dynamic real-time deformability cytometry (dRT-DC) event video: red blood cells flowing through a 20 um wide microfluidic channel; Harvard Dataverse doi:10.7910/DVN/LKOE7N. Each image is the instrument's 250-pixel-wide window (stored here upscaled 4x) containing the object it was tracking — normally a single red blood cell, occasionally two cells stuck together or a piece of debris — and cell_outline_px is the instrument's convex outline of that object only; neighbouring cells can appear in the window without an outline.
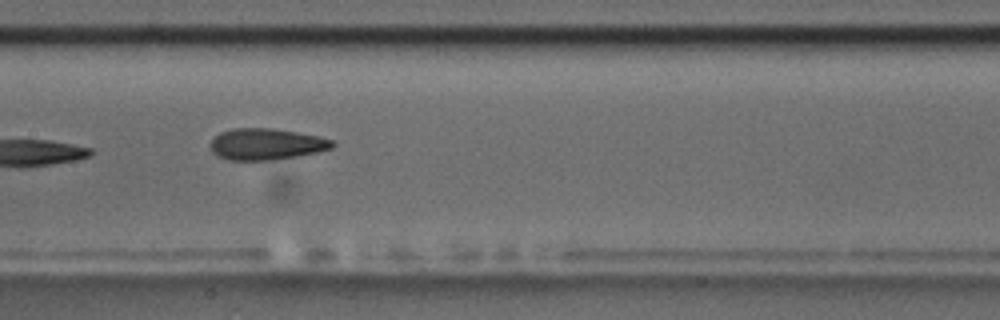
{"species": "common noctule bat (a hibernating species)", "species_latin": "Nyctalus noctula", "temperature_condition": "room temperature", "stored_images_in_passage": 9, "camera_frame_rate_fps": 3000, "um_per_image_px": 0.085, "animal": {"sex": "male", "body_mass_g": 17.5, "forearm_length_mm": 52.3}, "frame": {"image": 1, "passage_image": 6, "time_ms": 5.667, "image_size_px": [1000, 320], "cell_outline_px": [[336, 144], [332, 148], [316, 152], [296, 156], [268, 160], [228, 160], [216, 156], [212, 152], [208, 144], [220, 132], [232, 128], [272, 128], [296, 132], [316, 136], [332, 140]], "centroid_in_image_um": [22.57, 12.25], "position_along_channel_um": 184.8, "area_um2": 22.25}}
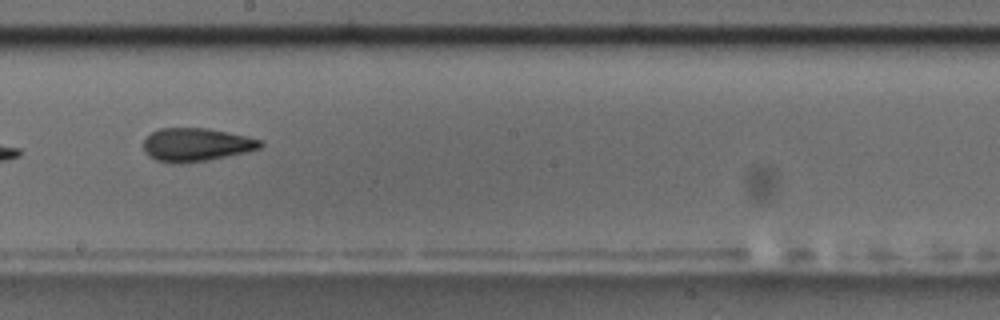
{"frame": {"image": 2, "passage_image": 7, "time_ms": 7.0, "image_size_px": [1000, 320], "cell_outline_px": [[264, 144], [260, 148], [244, 152], [208, 160], [180, 164], [172, 164], [156, 160], [148, 156], [144, 152], [144, 140], [152, 132], [160, 128], [208, 128], [248, 136], [264, 140]], "centroid_in_image_um": [16.68, 12.3], "position_along_channel_um": 231.5, "area_um2": 22.83}}
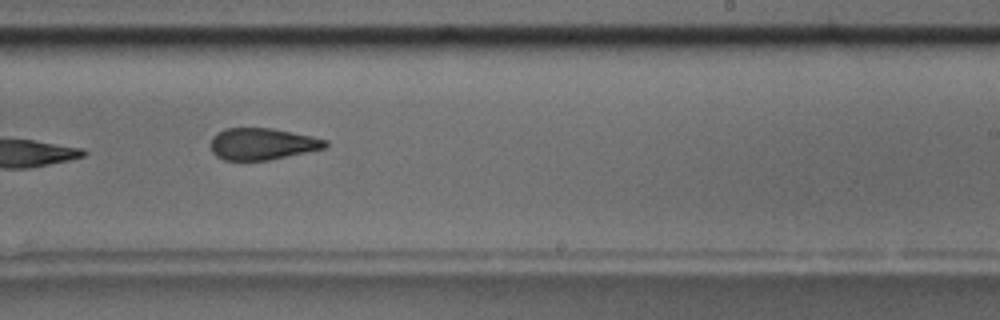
{"frame": {"image": 3, "passage_image": 8, "time_ms": 8.0, "image_size_px": [1000, 320], "cell_outline_px": [[328, 144], [324, 148], [268, 160], [224, 160], [216, 156], [212, 152], [208, 144], [212, 136], [216, 132], [224, 128], [272, 128], [312, 136], [328, 140]], "centroid_in_image_um": [22.22, 12.22], "position_along_channel_um": 266.8, "area_um2": 21.33}}